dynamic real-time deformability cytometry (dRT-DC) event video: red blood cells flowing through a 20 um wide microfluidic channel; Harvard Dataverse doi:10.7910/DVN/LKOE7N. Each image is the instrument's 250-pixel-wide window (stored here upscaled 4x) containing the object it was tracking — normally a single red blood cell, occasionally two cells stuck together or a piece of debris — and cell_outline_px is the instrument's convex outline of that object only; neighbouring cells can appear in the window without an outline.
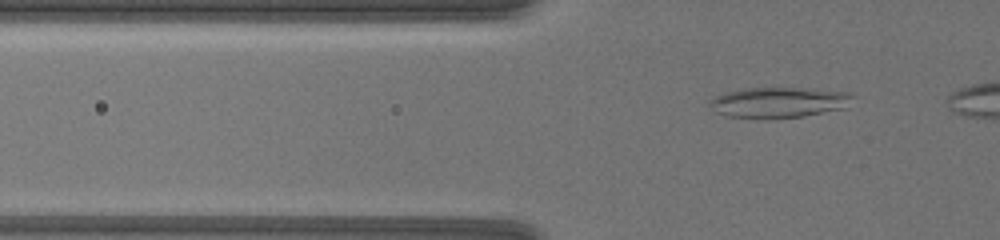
{"species": "common noctule bat (a hibernating species)", "species_latin": "Nyctalus noctula", "temperature_condition": "warm", "stored_images_in_passage": 50, "camera_frame_rate_fps": 3000, "um_per_image_px": 0.085, "animal": {"sex": "female", "body_mass_g": 19.5, "forearm_length_mm": 54.1}, "frame": {"image": 1, "passage_image": 8, "time_ms": 2.333, "image_size_px": [1000, 240], "cell_outline_px": [[856, 96], [844, 108], [804, 116], [772, 120], [764, 120], [728, 116], [712, 112], [708, 104], [716, 96], [724, 92], [744, 88], [796, 88], [848, 92]], "centroid_in_image_um": [66.13, 8.73], "position_along_channel_um": 59.7, "area_um2": 25.89}}
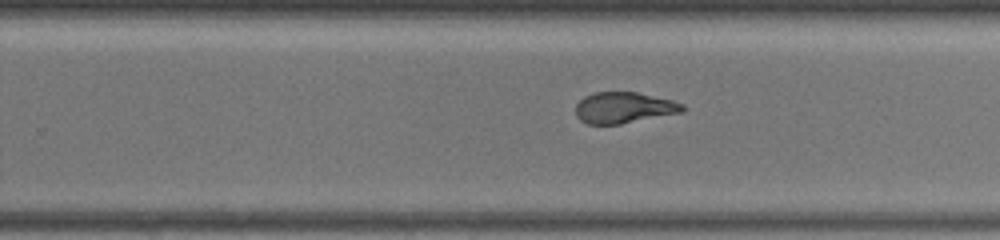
{"frame": {"image": 2, "passage_image": 33, "time_ms": 10.667, "image_size_px": [1000, 240], "cell_outline_px": [[684, 112], [620, 124], [588, 124], [580, 120], [576, 116], [576, 104], [584, 96], [596, 92], [636, 92], [672, 100], [684, 104]], "centroid_in_image_um": [53.03, 9.15], "position_along_channel_um": 276.8, "area_um2": 19.36}}
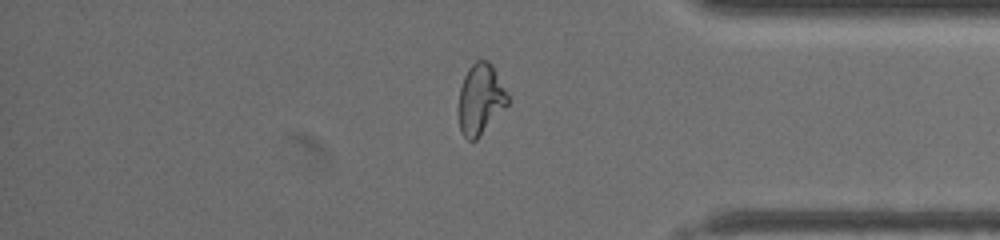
{"frame": {"image": 3, "passage_image": 47, "time_ms": 15.333, "image_size_px": [1000, 240], "cell_outline_px": [[508, 104], [476, 140], [468, 140], [460, 132], [460, 88], [464, 76], [468, 68], [476, 60], [488, 60], [492, 64], [508, 92]], "centroid_in_image_um": [40.86, 8.4], "position_along_channel_um": 394.3, "area_um2": 20.0}}